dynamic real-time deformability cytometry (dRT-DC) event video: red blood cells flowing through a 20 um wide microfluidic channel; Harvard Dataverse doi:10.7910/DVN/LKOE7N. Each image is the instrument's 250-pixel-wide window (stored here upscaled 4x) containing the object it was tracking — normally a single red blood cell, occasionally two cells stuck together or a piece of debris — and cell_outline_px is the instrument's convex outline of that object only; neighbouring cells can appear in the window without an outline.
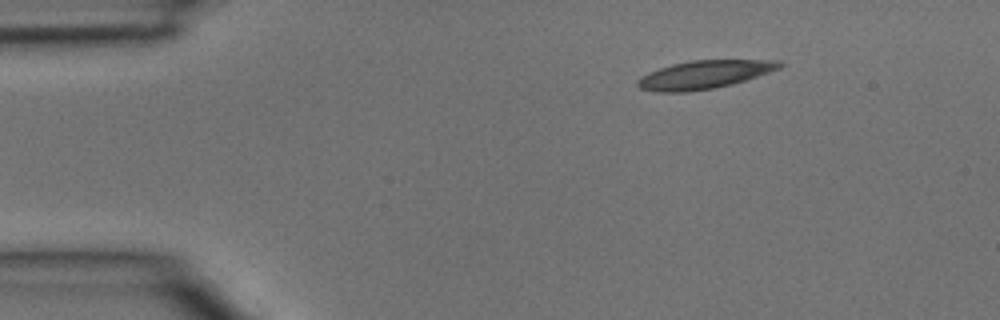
{"species": "common noctule bat (a hibernating species)", "species_latin": "Nyctalus noctula", "temperature_condition": "room temperature", "stored_images_in_passage": 2, "camera_frame_rate_fps": 3000, "um_per_image_px": 0.085, "animal": {"sex": "male", "body_mass_g": 15.6}, "frame": {"image": 1, "passage_image": 1, "time_ms": 0.0, "image_size_px": [1000, 320], "cell_outline_px": [[784, 64], [780, 68], [732, 84], [716, 88], [688, 92], [656, 92], [640, 88], [636, 84], [636, 80], [640, 76], [648, 72], [672, 64], [688, 60], [780, 60]], "centroid_in_image_um": [59.82, 6.34], "position_along_channel_um": 25.2, "area_um2": 23.41}}